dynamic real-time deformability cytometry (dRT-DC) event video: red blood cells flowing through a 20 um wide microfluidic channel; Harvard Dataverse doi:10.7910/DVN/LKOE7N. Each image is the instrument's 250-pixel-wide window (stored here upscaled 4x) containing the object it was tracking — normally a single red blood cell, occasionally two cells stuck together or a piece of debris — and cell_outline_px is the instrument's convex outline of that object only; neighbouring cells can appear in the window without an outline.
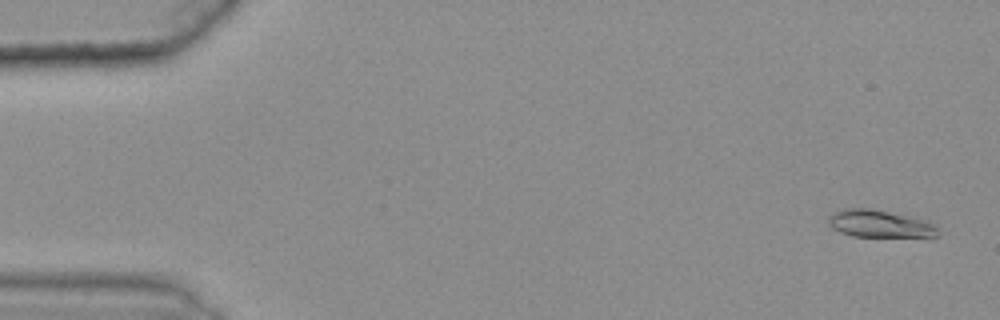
{"species": "common noctule bat (a hibernating species)", "species_latin": "Nyctalus noctula", "temperature_condition": "warm", "stored_images_in_passage": 49, "camera_frame_rate_fps": 3000, "um_per_image_px": 0.085, "animal": {"sex": "female", "body_mass_g": 25.1}, "frame": {"image": 1, "passage_image": 3, "time_ms": 0.667, "image_size_px": [1000, 320], "cell_outline_px": [[940, 236], [932, 240], [928, 240], [852, 236], [840, 232], [832, 228], [828, 224], [828, 216], [844, 208], [868, 208], [924, 220], [936, 224]], "centroid_in_image_um": [74.92, 19.11], "position_along_channel_um": 10.1, "area_um2": 18.44}}
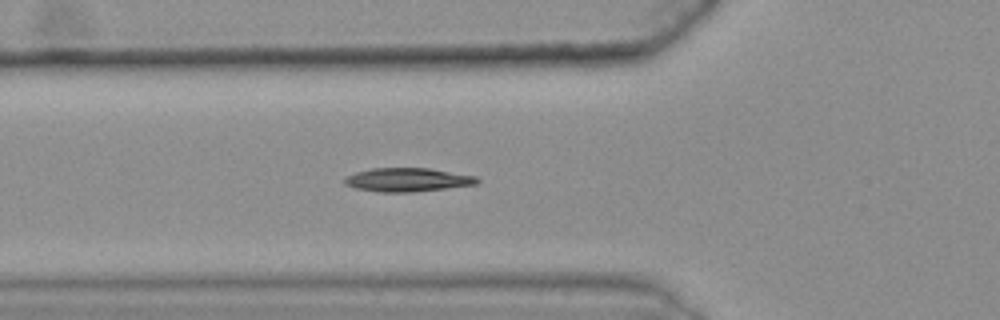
{"frame": {"image": 2, "passage_image": 21, "time_ms": 6.667, "image_size_px": [1000, 320], "cell_outline_px": [[480, 180], [476, 184], [412, 192], [380, 192], [356, 188], [344, 184], [344, 180], [348, 176], [356, 172], [372, 168], [428, 168], [476, 176]], "centroid_in_image_um": [34.63, 15.28], "position_along_channel_um": 91.2, "area_um2": 18.03}}
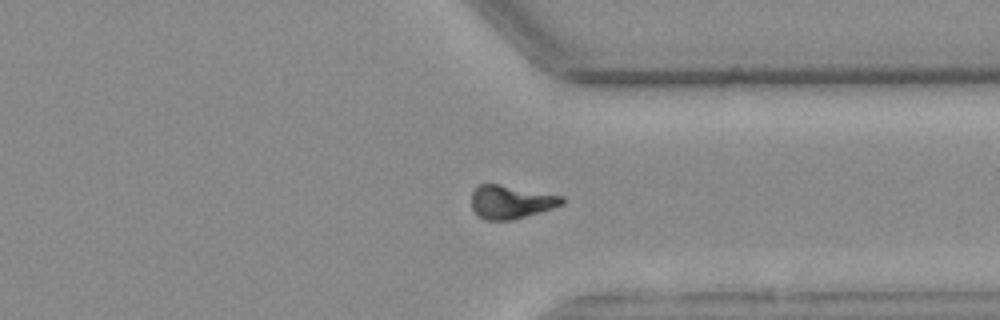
{"frame": {"image": 3, "passage_image": 44, "time_ms": 14.333, "image_size_px": [1000, 320], "cell_outline_px": [[564, 204], [540, 212], [512, 220], [484, 220], [472, 208], [472, 192], [480, 184], [496, 184], [564, 196]], "centroid_in_image_um": [43.44, 17.17], "position_along_channel_um": 368.0, "area_um2": 17.34}, "authors_computed_cell_mechanics": {"area_um2": 17.34, "velocity_mm_per_s": 3.6158, "shape_relaxation_time_tau1_ms": 5.1641, "shape_relaxation_time_tau2_ms": 9.6608, "deformation_change_tau1": 0.1865, "deformation_change_tau2": 0.1526}}